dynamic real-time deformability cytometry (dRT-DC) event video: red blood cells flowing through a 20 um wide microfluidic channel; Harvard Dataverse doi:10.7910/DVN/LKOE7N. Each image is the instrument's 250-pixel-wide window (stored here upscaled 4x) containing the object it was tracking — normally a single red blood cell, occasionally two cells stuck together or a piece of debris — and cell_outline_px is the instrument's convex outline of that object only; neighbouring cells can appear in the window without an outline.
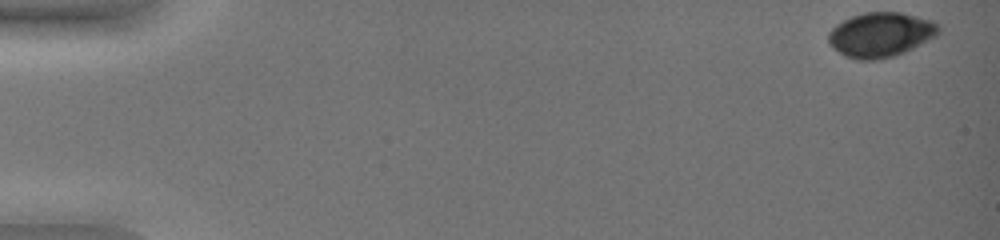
{"species": "common noctule bat (a hibernating species)", "species_latin": "Nyctalus noctula", "temperature_condition": "warm", "stored_images_in_passage": 51, "camera_frame_rate_fps": 3000, "um_per_image_px": 0.085, "animal": {"sex": "female", "body_mass_g": 19.0, "forearm_length_mm": 51.5}, "frame": {"image": 1, "passage_image": 1, "time_ms": 0.0, "image_size_px": [1000, 240], "cell_outline_px": [[940, 32], [936, 36], [904, 52], [892, 56], [876, 60], [856, 60], [844, 56], [828, 44], [828, 32], [836, 24], [852, 16], [864, 12], [900, 12], [932, 20], [940, 28]], "centroid_in_image_um": [74.82, 2.95], "position_along_channel_um": 10.2, "area_um2": 28.67}}
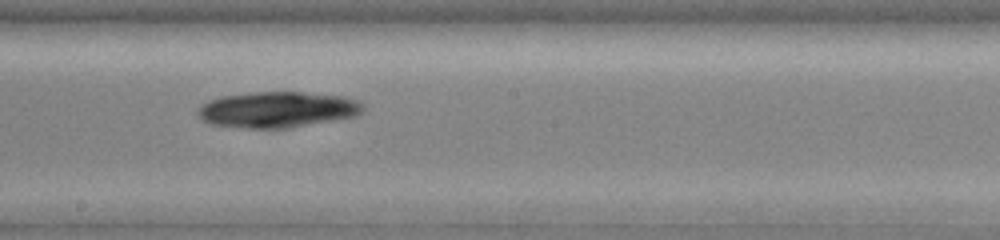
{"frame": {"image": 2, "passage_image": 31, "time_ms": 10.0, "image_size_px": [1000, 240], "cell_outline_px": [[364, 108], [356, 116], [288, 128], [248, 128], [212, 124], [200, 120], [196, 112], [200, 104], [208, 100], [220, 96], [252, 92], [300, 92], [344, 96], [360, 100], [364, 104]], "centroid_in_image_um": [23.55, 9.3], "position_along_channel_um": 224.6, "area_um2": 34.8}}
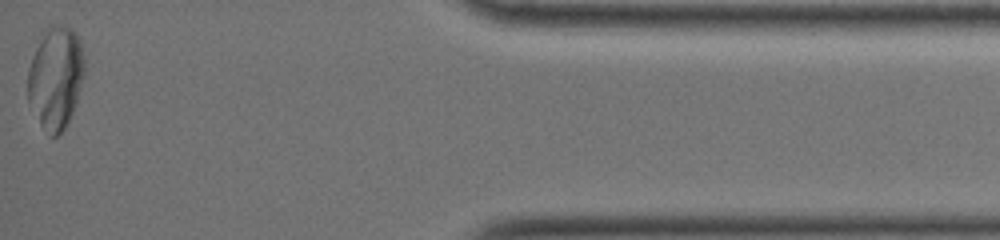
{"frame": {"image": 3, "passage_image": 51, "time_ms": 16.667, "image_size_px": [1000, 240], "cell_outline_px": [[84, 76], [72, 112], [64, 128], [56, 136], [52, 136], [40, 124], [28, 100], [28, 68], [32, 56], [44, 28], [48, 24], [60, 24], [76, 32], [80, 40], [84, 56]], "centroid_in_image_um": [4.72, 6.52], "position_along_channel_um": 430.5, "area_um2": 33.7}}